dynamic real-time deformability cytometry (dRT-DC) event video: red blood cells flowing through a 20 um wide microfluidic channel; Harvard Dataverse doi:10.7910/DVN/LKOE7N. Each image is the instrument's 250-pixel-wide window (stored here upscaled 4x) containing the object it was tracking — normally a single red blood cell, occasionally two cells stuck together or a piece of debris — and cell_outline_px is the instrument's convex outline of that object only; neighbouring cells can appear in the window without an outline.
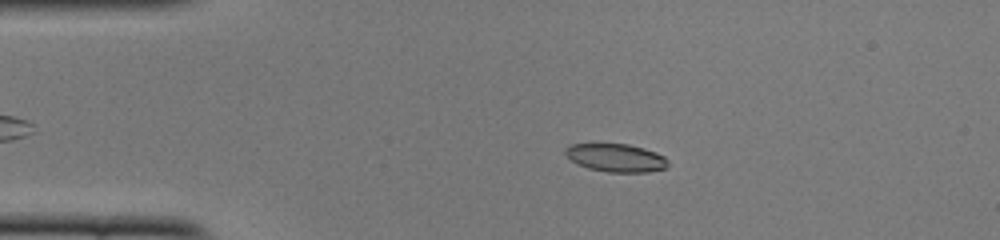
{"species": "common noctule bat (a hibernating species)", "species_latin": "Nyctalus noctula", "temperature_condition": "cold", "stored_images_in_passage": 45, "camera_frame_rate_fps": 3000, "um_per_image_px": 0.085, "animal": {"sex": "female", "body_mass_g": 22.0, "forearm_length_mm": 56.7}, "frame": {"image": 1, "passage_image": 10, "time_ms": 3.0, "image_size_px": [1000, 240], "cell_outline_px": [[668, 168], [648, 172], [608, 172], [588, 168], [576, 164], [564, 152], [564, 148], [572, 144], [628, 144], [644, 148], [656, 152], [664, 156], [668, 160]], "centroid_in_image_um": [52.38, 13.42], "position_along_channel_um": 32.6, "area_um2": 16.88}}
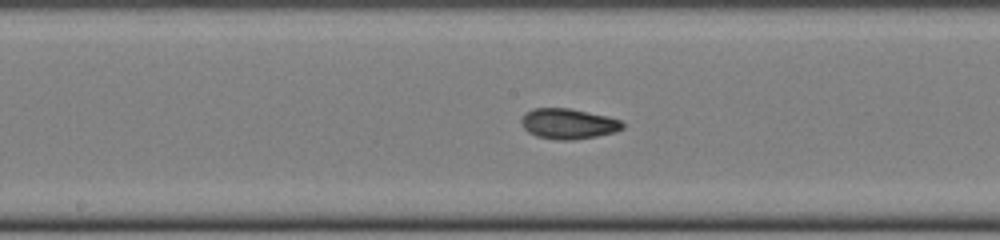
{"frame": {"image": 2, "passage_image": 26, "time_ms": 8.333, "image_size_px": [1000, 240], "cell_outline_px": [[624, 128], [616, 132], [596, 136], [572, 140], [556, 140], [536, 136], [528, 132], [524, 128], [520, 120], [524, 112], [532, 108], [568, 108], [608, 116], [620, 120], [624, 124]], "centroid_in_image_um": [48.29, 10.52], "position_along_channel_um": 199.9, "area_um2": 18.09}}
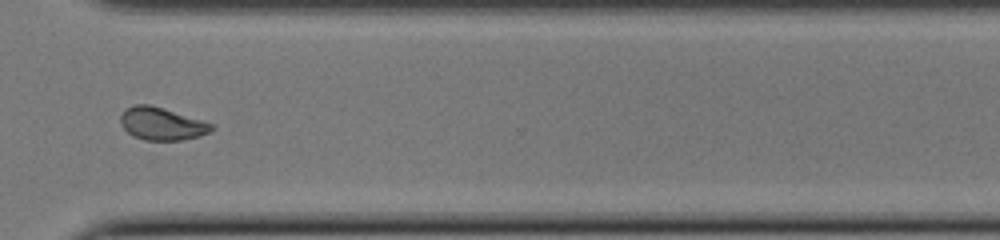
{"frame": {"image": 3, "passage_image": 38, "time_ms": 12.333, "image_size_px": [1000, 240], "cell_outline_px": [[216, 128], [200, 136], [180, 140], [144, 140], [132, 136], [120, 124], [120, 116], [132, 104], [148, 104], [200, 120], [212, 124]], "centroid_in_image_um": [13.72, 10.53], "position_along_channel_um": 356.9, "area_um2": 16.99}, "authors_computed_cell_mechanics": {"area_um2": 17.3978, "velocity_mm_per_s": 3.9042, "shape_relaxation_time_tau1_ms": 4.3485, "shape_relaxation_time_tau2_ms": 1.946, "deformation_change_tau1": 0.1594, "deformation_change_tau2": 0.0528}}